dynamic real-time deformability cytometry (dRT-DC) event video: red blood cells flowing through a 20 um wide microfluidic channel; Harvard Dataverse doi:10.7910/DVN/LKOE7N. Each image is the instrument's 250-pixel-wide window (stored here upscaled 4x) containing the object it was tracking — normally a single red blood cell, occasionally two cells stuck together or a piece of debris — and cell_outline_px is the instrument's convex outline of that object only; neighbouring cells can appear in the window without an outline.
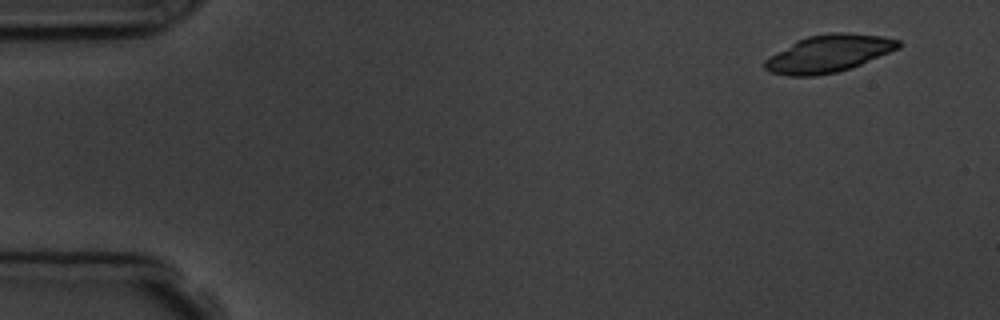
{"species": "common noctule bat (a hibernating species)", "species_latin": "Nyctalus noctula", "temperature_condition": "room temperature", "stored_images_in_passage": 5, "camera_frame_rate_fps": 3000, "um_per_image_px": 0.085, "animal": {"sex": "male", "body_mass_g": 19.5, "forearm_length_mm": 54.6}, "frame": {"image": 1, "passage_image": 1, "time_ms": 0.0, "image_size_px": [1000, 320], "cell_outline_px": [[900, 48], [860, 64], [836, 72], [816, 76], [788, 76], [768, 72], [764, 68], [764, 60], [796, 40], [808, 36], [828, 32], [848, 32], [884, 36], [900, 40]], "centroid_in_image_um": [70.42, 4.54], "position_along_channel_um": 14.6, "area_um2": 29.13}}